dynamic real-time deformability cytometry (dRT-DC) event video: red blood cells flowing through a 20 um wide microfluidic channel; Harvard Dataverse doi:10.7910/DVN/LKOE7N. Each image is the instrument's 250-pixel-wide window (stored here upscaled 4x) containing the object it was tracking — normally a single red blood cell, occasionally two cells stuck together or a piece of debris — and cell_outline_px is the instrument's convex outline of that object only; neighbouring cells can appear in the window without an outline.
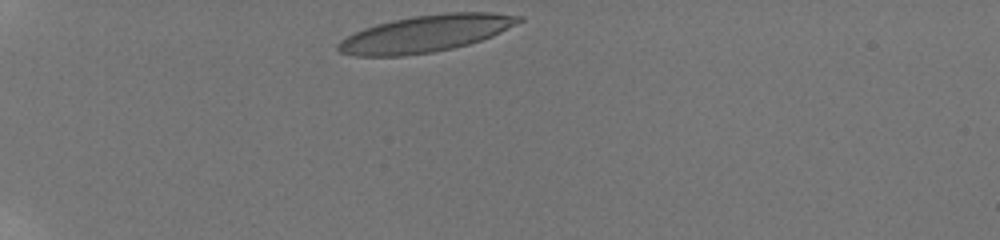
{"species": "human", "species_latin": "Homo sapiens", "temperature_condition": "room temperature", "stored_images_in_passage": 35, "camera_frame_rate_fps": 3000, "um_per_image_px": 0.085, "donor": {"sex": "male"}, "frame": {"image": 1, "passage_image": 1, "time_ms": 0.0, "image_size_px": [1000, 240], "cell_outline_px": [[524, 20], [492, 36], [468, 44], [452, 48], [432, 52], [404, 56], [356, 56], [340, 52], [336, 48], [336, 44], [340, 40], [364, 28], [376, 24], [392, 20], [412, 16], [444, 12], [492, 12], [524, 16]], "centroid_in_image_um": [36.19, 2.85], "position_along_channel_um": 48.8, "area_um2": 38.84}}
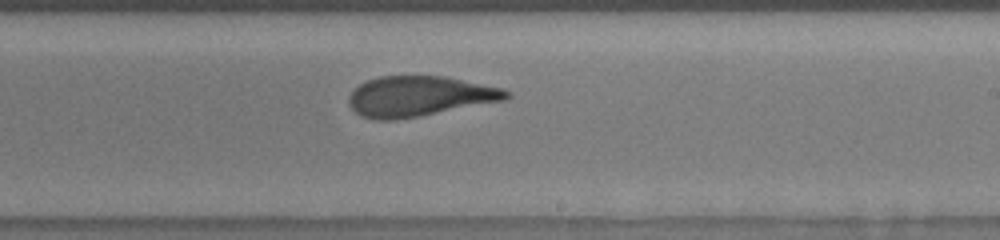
{"frame": {"image": 2, "passage_image": 21, "time_ms": 6.667, "image_size_px": [1000, 240], "cell_outline_px": [[512, 96], [504, 100], [416, 116], [392, 120], [380, 120], [360, 116], [348, 104], [348, 96], [360, 84], [368, 80], [380, 76], [444, 76], [500, 88], [512, 92]], "centroid_in_image_um": [35.61, 8.17], "position_along_channel_um": 253.4, "area_um2": 36.36}}
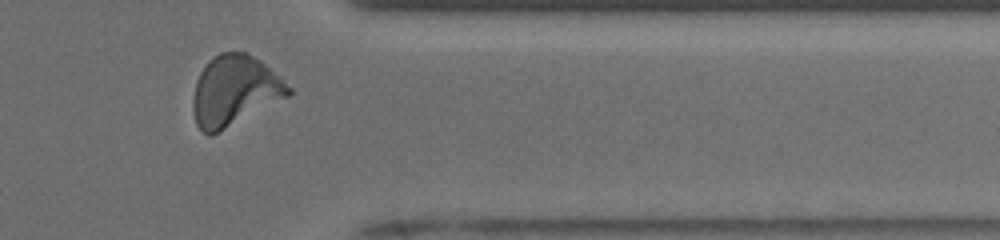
{"frame": {"image": 3, "passage_image": 32, "time_ms": 10.333, "image_size_px": [1000, 240], "cell_outline_px": [[292, 92], [288, 96], [212, 136], [208, 136], [196, 124], [192, 108], [192, 96], [196, 80], [200, 72], [208, 60], [220, 52], [248, 52], [260, 60], [280, 76], [292, 88]], "centroid_in_image_um": [19.92, 7.71], "position_along_channel_um": 391.5, "area_um2": 39.25}, "authors_computed_cell_mechanics": {"area_um2": 37.281, "velocity_mm_per_s": 3.859, "shape_relaxation_time_tau1_ms": 5.7768, "shape_relaxation_time_tau2_ms": 1.1687, "deformation_change_tau1": 0.2204, "deformation_change_tau2": 0.097}}